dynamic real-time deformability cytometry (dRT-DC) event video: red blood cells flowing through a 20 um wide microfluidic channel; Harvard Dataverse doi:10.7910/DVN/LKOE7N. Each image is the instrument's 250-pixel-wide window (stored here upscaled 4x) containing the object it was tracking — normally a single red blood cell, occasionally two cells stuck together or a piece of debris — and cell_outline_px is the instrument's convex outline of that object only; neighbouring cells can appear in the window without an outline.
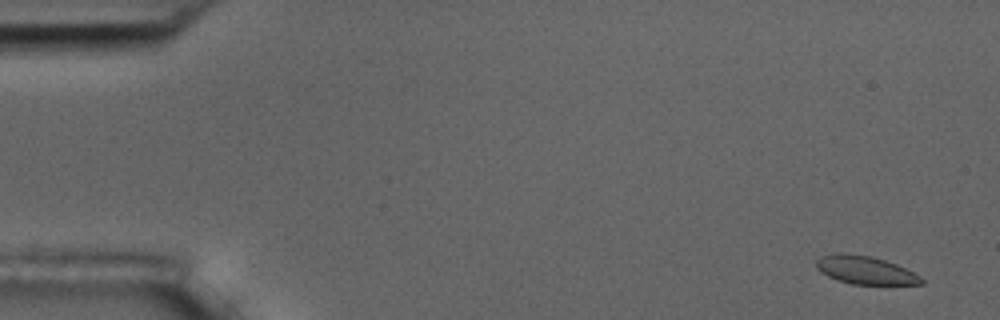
{"species": "common noctule bat (a hibernating species)", "species_latin": "Nyctalus noctula", "temperature_condition": "room temperature", "stored_images_in_passage": 4, "camera_frame_rate_fps": 3000, "um_per_image_px": 0.085, "animal": {"sex": "male", "body_mass_g": 17.5, "forearm_length_mm": 52.3}, "frame": {"image": 1, "passage_image": 1, "time_ms": 0.0, "image_size_px": [1000, 320], "cell_outline_px": [[924, 284], [852, 284], [836, 280], [820, 272], [816, 268], [816, 260], [820, 256], [836, 252], [844, 252], [872, 256], [896, 264], [920, 276], [924, 280]], "centroid_in_image_um": [73.49, 22.94], "position_along_channel_um": 11.5, "area_um2": 17.34}}